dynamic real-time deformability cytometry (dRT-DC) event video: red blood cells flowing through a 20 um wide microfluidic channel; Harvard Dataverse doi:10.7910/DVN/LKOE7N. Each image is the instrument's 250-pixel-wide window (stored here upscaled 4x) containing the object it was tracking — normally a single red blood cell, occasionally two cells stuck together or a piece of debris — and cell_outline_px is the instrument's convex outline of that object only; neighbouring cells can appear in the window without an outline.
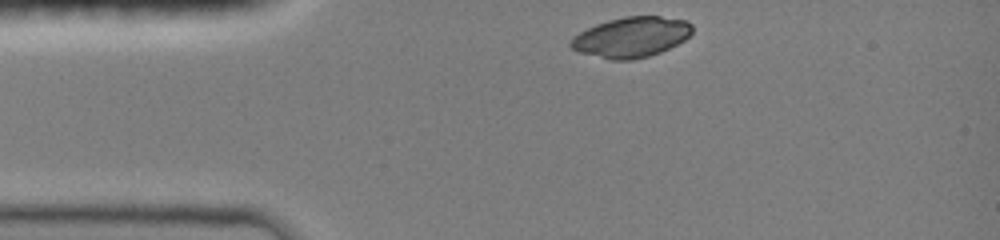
{"species": "common noctule bat (a hibernating species)", "species_latin": "Nyctalus noctula", "temperature_condition": "room temperature", "stored_images_in_passage": 33, "camera_frame_rate_fps": 3000, "um_per_image_px": 0.085, "animal": {"sex": "female", "body_mass_g": 19.0, "forearm_length_mm": 51.5}, "frame": {"image": 1, "passage_image": 1, "time_ms": 0.0, "image_size_px": [1000, 240], "cell_outline_px": [[692, 32], [684, 40], [660, 52], [648, 56], [628, 60], [612, 60], [580, 52], [572, 48], [568, 44], [572, 36], [596, 24], [608, 20], [624, 16], [660, 16], [688, 20], [692, 24]], "centroid_in_image_um": [53.66, 3.14], "position_along_channel_um": 31.3, "area_um2": 28.44}}
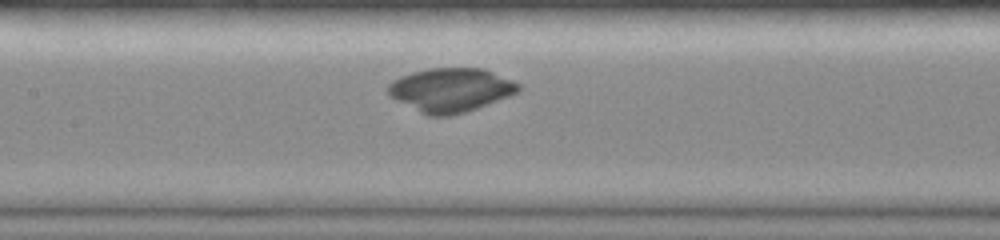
{"frame": {"image": 2, "passage_image": 14, "time_ms": 4.333, "image_size_px": [1000, 240], "cell_outline_px": [[520, 88], [516, 92], [508, 96], [476, 108], [452, 116], [428, 116], [396, 100], [388, 92], [388, 84], [392, 80], [400, 76], [412, 72], [428, 68], [484, 68], [512, 80], [520, 84]], "centroid_in_image_um": [38.29, 7.64], "position_along_channel_um": 169.1, "area_um2": 33.06}}
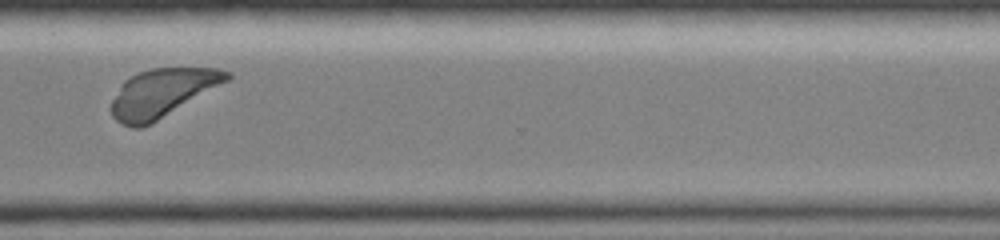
{"frame": {"image": 3, "passage_image": 28, "time_ms": 9.0, "image_size_px": [1000, 240], "cell_outline_px": [[232, 76], [228, 80], [152, 124], [140, 128], [132, 128], [120, 124], [112, 116], [108, 108], [120, 84], [128, 76], [136, 72], [152, 68], [220, 68], [232, 72]], "centroid_in_image_um": [13.73, 7.91], "position_along_channel_um": 356.9, "area_um2": 32.89}}